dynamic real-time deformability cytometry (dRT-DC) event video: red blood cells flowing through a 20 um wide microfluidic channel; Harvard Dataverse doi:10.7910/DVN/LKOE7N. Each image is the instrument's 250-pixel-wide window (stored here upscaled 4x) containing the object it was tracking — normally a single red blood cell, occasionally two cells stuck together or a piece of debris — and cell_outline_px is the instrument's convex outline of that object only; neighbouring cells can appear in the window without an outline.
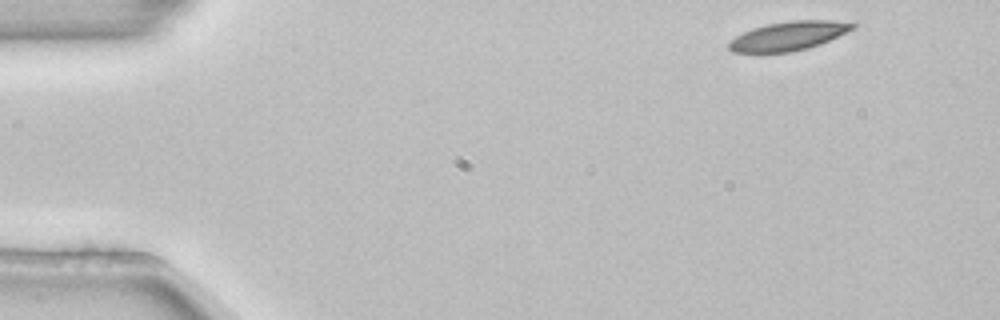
{"species": "common noctule bat (a hibernating species)", "species_latin": "Nyctalus noctula", "temperature_condition": "room temperature", "stored_images_in_passage": 3, "camera_frame_rate_fps": 3000, "um_per_image_px": 0.085, "animal": {"sex": "female", "body_mass_g": 22.7, "forearm_length_mm": 54.2}, "frame": {"image": 1, "passage_image": 1, "time_ms": 0.0, "image_size_px": [1000, 320], "cell_outline_px": [[856, 28], [820, 44], [808, 48], [788, 52], [732, 52], [728, 48], [728, 40], [752, 28], [768, 24], [792, 20], [832, 20], [856, 24]], "centroid_in_image_um": [67.01, 3.05], "position_along_channel_um": 18.0, "area_um2": 20.75}}